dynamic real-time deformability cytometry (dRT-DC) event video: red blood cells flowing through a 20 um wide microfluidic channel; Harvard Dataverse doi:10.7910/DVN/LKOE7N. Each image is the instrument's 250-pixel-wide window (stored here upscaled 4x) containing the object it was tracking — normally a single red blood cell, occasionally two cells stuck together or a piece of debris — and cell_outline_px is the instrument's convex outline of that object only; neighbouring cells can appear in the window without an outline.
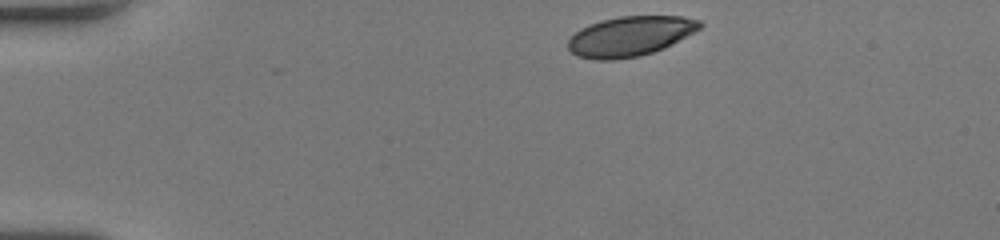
{"species": "human", "species_latin": "Homo sapiens", "temperature_condition": "room temperature", "stored_images_in_passage": 43, "camera_frame_rate_fps": 3000, "um_per_image_px": 0.085, "donor": {"sex": "female"}, "frame": {"image": 1, "passage_image": 1, "time_ms": 0.0, "image_size_px": [1000, 240], "cell_outline_px": [[704, 24], [700, 28], [672, 44], [664, 48], [640, 56], [612, 60], [596, 60], [576, 56], [568, 48], [568, 40], [580, 28], [604, 20], [620, 16], [680, 16], [700, 20]], "centroid_in_image_um": [53.56, 3.08], "position_along_channel_um": 31.4, "area_um2": 30.4}}
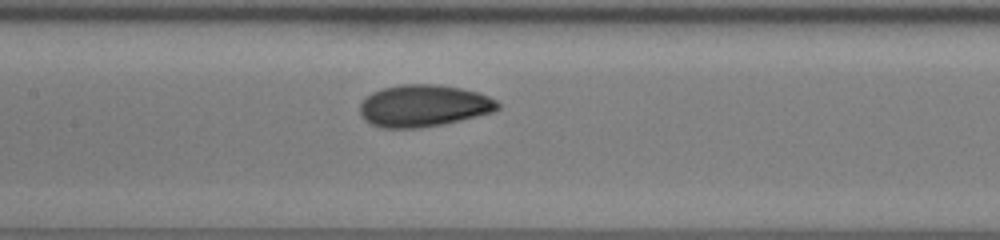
{"frame": {"image": 2, "passage_image": 17, "time_ms": 5.333, "image_size_px": [1000, 240], "cell_outline_px": [[500, 108], [492, 112], [444, 124], [420, 128], [380, 128], [364, 120], [360, 116], [360, 104], [372, 92], [384, 88], [400, 84], [436, 84], [460, 88], [476, 92], [488, 96], [496, 100], [500, 104]], "centroid_in_image_um": [35.99, 9.0], "position_along_channel_um": 171.4, "area_um2": 33.7}}
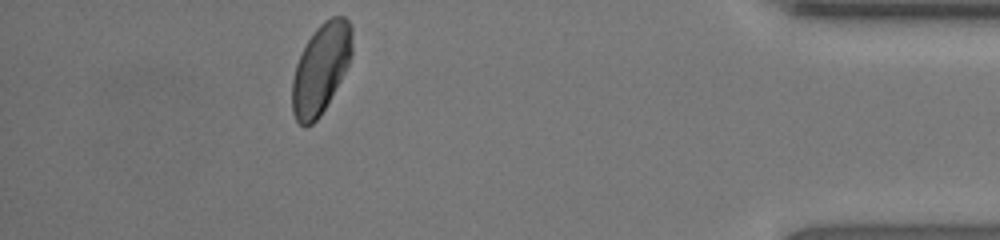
{"frame": {"image": 3, "passage_image": 38, "time_ms": 12.333, "image_size_px": [1000, 240], "cell_outline_px": [[352, 52], [348, 64], [340, 80], [320, 116], [312, 124], [304, 128], [296, 120], [292, 112], [292, 80], [296, 64], [308, 40], [316, 28], [324, 20], [332, 16], [344, 16], [348, 20], [352, 28]], "centroid_in_image_um": [27.26, 5.83], "position_along_channel_um": 407.9, "area_um2": 31.15}, "authors_computed_cell_mechanics": {"area_um2": 32.1946, "velocity_mm_per_s": 4.0197, "shape_relaxation_time_tau1_ms": 4.3946, "shape_relaxation_time_tau2_ms": 1.1033, "deformation_change_tau1": 0.1368, "deformation_change_tau2": 0.0556}}